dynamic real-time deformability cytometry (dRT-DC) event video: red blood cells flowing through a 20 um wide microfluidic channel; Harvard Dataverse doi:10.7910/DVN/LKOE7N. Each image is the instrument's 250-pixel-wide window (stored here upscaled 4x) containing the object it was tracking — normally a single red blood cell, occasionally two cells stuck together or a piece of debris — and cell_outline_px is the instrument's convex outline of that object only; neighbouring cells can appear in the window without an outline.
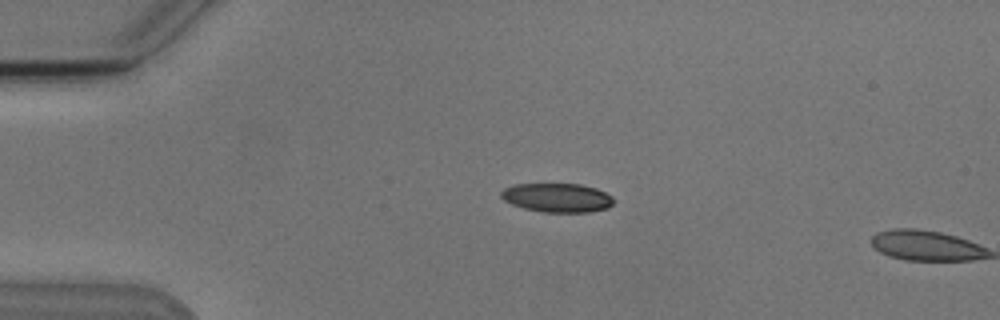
{"species": "Egyptian fruit bat (a non-hibernating species)", "species_latin": "Rousettus aegyptiacus", "temperature_condition": "cold", "stored_images_in_passage": 3, "camera_frame_rate_fps": 3000, "um_per_image_px": 0.085, "animal": {"sex": "male"}, "frame": {"image": 1, "passage_image": 2, "time_ms": 1.0, "image_size_px": [1000, 320], "cell_outline_px": [[612, 204], [608, 208], [588, 212], [544, 212], [524, 208], [512, 204], [504, 200], [500, 196], [500, 192], [504, 188], [516, 184], [580, 184], [596, 188], [612, 196]], "centroid_in_image_um": [47.34, 16.8], "position_along_channel_um": 37.7, "area_um2": 18.9}}